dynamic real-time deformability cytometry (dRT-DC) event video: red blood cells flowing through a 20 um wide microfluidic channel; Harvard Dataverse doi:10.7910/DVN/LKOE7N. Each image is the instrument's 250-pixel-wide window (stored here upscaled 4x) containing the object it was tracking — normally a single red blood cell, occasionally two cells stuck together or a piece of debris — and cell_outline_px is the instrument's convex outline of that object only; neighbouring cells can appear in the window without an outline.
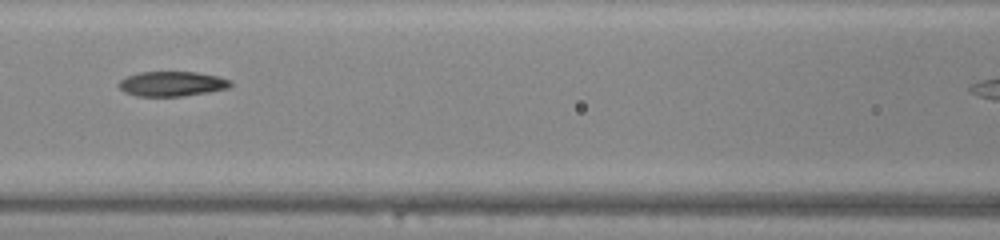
{"species": "common noctule bat (a hibernating species)", "species_latin": "Nyctalus noctula", "temperature_condition": "warm", "stored_images_in_passage": 14, "camera_frame_rate_fps": 3000, "um_per_image_px": 0.085, "animal": {"sex": "male", "body_mass_g": 20.0, "forearm_length_mm": 53.3}, "frame": {"image": 1, "passage_image": 7, "time_ms": 2.0, "image_size_px": [1000, 240], "cell_outline_px": [[232, 84], [228, 88], [208, 92], [180, 96], [136, 96], [124, 92], [120, 88], [120, 80], [128, 76], [140, 72], [196, 72], [216, 76], [228, 80]], "centroid_in_image_um": [14.6, 7.13], "position_along_channel_um": 152.0, "area_um2": 15.9}}